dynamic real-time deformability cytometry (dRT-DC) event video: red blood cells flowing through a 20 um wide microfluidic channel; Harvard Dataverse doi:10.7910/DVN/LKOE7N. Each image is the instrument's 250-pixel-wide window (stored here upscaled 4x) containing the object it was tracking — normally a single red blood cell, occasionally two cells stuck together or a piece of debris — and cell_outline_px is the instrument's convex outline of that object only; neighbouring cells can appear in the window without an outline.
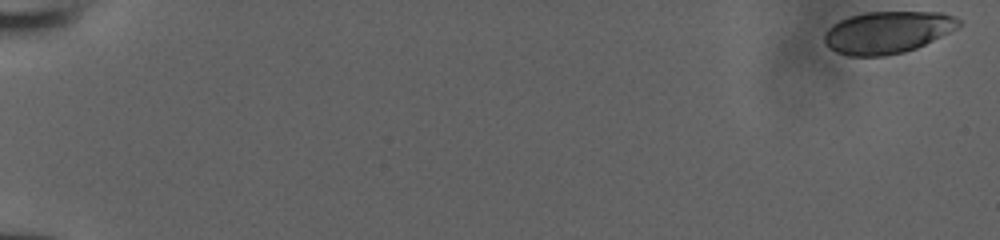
{"species": "human", "species_latin": "Homo sapiens", "temperature_condition": "room temperature", "stored_images_in_passage": 52, "camera_frame_rate_fps": 3000, "um_per_image_px": 0.085, "donor": {"sex": "male"}, "frame": {"image": 1, "passage_image": 1, "time_ms": 0.0, "image_size_px": [1000, 240], "cell_outline_px": [[964, 24], [916, 48], [904, 52], [884, 56], [848, 56], [836, 52], [828, 48], [824, 44], [824, 32], [832, 24], [840, 20], [852, 16], [868, 12], [940, 12], [956, 16], [964, 20]], "centroid_in_image_um": [75.43, 2.74], "position_along_channel_um": 9.6, "area_um2": 33.12}}
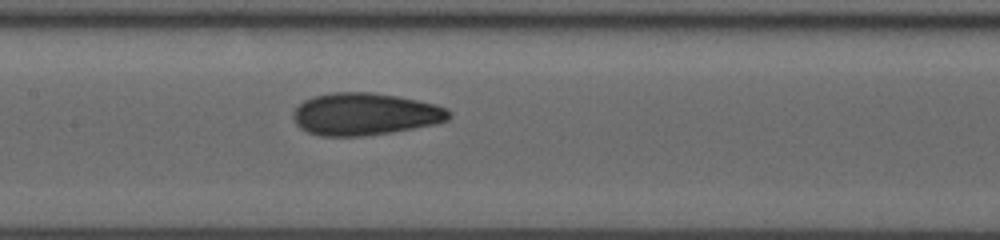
{"frame": {"image": 2, "passage_image": 28, "time_ms": 9.0, "image_size_px": [1000, 240], "cell_outline_px": [[452, 116], [448, 120], [436, 124], [392, 132], [364, 136], [320, 136], [308, 132], [300, 128], [296, 124], [292, 116], [292, 112], [304, 100], [312, 96], [332, 92], [372, 92], [396, 96], [436, 104], [448, 108], [452, 112]], "centroid_in_image_um": [31.03, 9.7], "position_along_channel_um": 176.4, "area_um2": 38.67}}
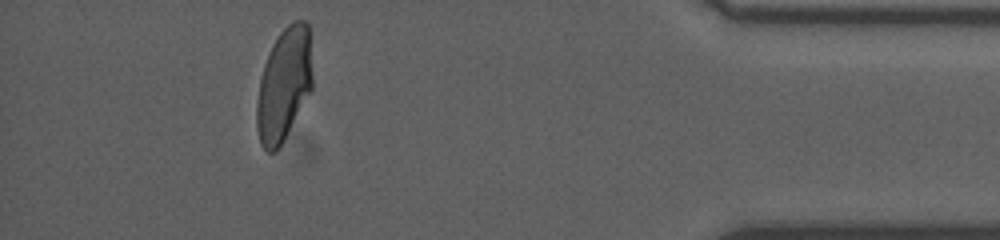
{"frame": {"image": 3, "passage_image": 48, "time_ms": 15.667, "image_size_px": [1000, 240], "cell_outline_px": [[312, 88], [280, 144], [272, 152], [268, 152], [260, 144], [256, 124], [256, 104], [260, 80], [264, 64], [272, 44], [280, 32], [292, 20], [304, 20], [308, 24], [312, 72]], "centroid_in_image_um": [24.12, 7.13], "position_along_channel_um": 411.1, "area_um2": 36.13}}